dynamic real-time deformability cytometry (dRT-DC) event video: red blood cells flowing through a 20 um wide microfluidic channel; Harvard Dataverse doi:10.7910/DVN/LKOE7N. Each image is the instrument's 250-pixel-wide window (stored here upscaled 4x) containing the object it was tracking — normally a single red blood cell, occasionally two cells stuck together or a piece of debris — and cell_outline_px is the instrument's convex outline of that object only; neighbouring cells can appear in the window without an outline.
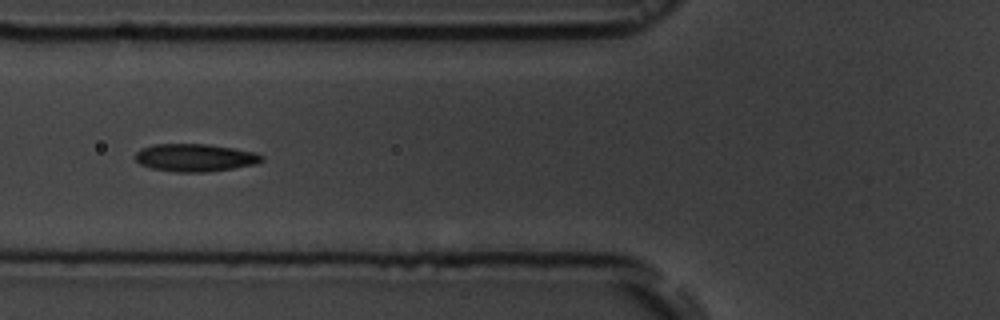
{"species": "common noctule bat (a hibernating species)", "species_latin": "Nyctalus noctula", "temperature_condition": "room temperature", "stored_images_in_passage": 12, "camera_frame_rate_fps": 3000, "um_per_image_px": 0.085, "animal": {"sex": "male", "body_mass_g": 19.5, "forearm_length_mm": 54.6}, "frame": {"image": 1, "passage_image": 3, "time_ms": 3.333, "image_size_px": [1000, 320], "cell_outline_px": [[264, 160], [256, 164], [232, 168], [204, 172], [176, 172], [152, 168], [140, 164], [132, 156], [140, 148], [156, 144], [208, 144], [256, 152], [264, 156]], "centroid_in_image_um": [16.56, 13.39], "position_along_channel_um": 109.2, "area_um2": 20.46}}
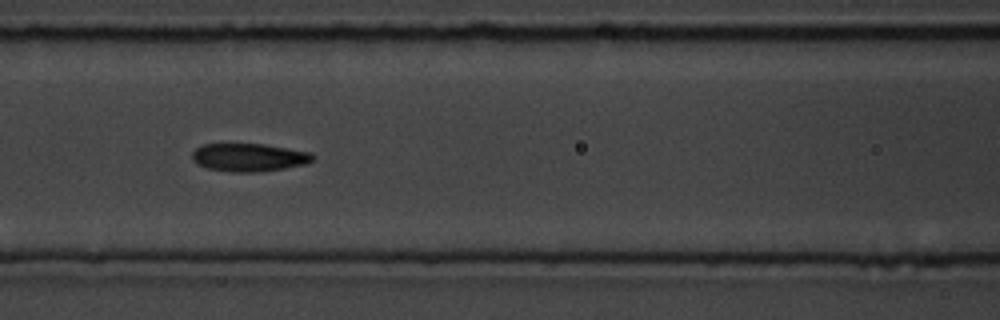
{"frame": {"image": 2, "passage_image": 4, "time_ms": 4.333, "image_size_px": [1000, 320], "cell_outline_px": [[316, 160], [304, 164], [284, 168], [256, 172], [232, 172], [208, 168], [192, 160], [192, 152], [196, 148], [204, 144], [264, 144], [312, 152], [316, 156]], "centroid_in_image_um": [21.21, 13.37], "position_along_channel_um": 145.4, "area_um2": 19.71}}
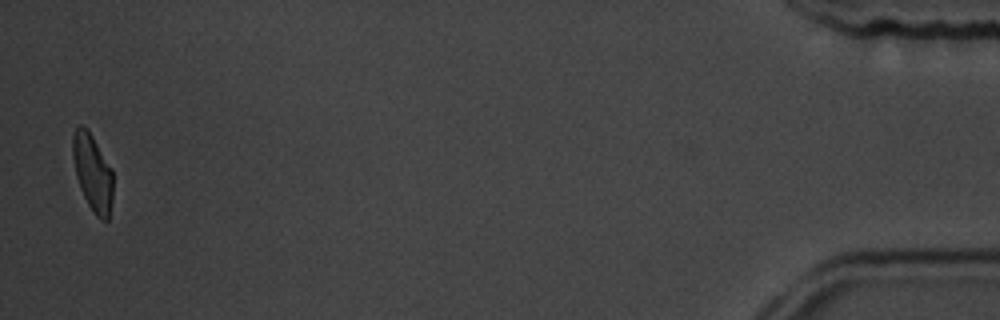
{"frame": {"image": 3, "passage_image": 12, "time_ms": 14.667, "image_size_px": [1000, 320], "cell_outline_px": [[112, 200], [108, 220], [100, 220], [96, 216], [88, 204], [80, 188], [76, 176], [72, 156], [72, 136], [76, 128], [80, 124], [88, 128], [112, 168]], "centroid_in_image_um": [7.86, 14.64], "position_along_channel_um": 427.3, "area_um2": 18.21}, "authors_computed_cell_mechanics": {"area_um2": 20.2011, "velocity_mm_per_s": 3.6135, "shape_relaxation_time_tau1_ms": 3.9697, "shape_relaxation_time_tau2_ms": 2.1007, "deformation_change_tau1": 0.1243, "deformation_change_tau2": 0.0657}}